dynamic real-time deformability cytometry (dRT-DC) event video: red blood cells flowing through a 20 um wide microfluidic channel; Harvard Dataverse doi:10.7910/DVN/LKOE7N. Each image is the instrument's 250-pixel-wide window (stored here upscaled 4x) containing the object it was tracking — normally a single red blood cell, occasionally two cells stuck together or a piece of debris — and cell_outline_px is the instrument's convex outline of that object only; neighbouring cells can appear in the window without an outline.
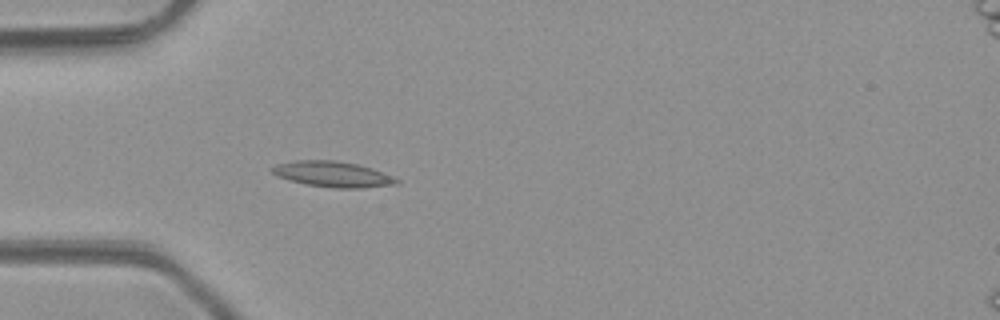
{"species": "common noctule bat (a hibernating species)", "species_latin": "Nyctalus noctula", "temperature_condition": "room temperature", "stored_images_in_passage": 4, "camera_frame_rate_fps": 3000, "um_per_image_px": 0.085, "animal": {"sex": "male", "body_mass_g": 23.1, "forearm_length_mm": 52.7}, "frame": {"image": 1, "passage_image": 4, "time_ms": 3.333, "image_size_px": [1000, 320], "cell_outline_px": [[400, 180], [396, 184], [364, 188], [332, 188], [308, 184], [288, 180], [276, 176], [268, 168], [276, 164], [296, 160], [336, 160], [356, 164], [372, 168], [392, 176]], "centroid_in_image_um": [28.24, 14.8], "position_along_channel_um": 56.8, "area_um2": 18.67}}